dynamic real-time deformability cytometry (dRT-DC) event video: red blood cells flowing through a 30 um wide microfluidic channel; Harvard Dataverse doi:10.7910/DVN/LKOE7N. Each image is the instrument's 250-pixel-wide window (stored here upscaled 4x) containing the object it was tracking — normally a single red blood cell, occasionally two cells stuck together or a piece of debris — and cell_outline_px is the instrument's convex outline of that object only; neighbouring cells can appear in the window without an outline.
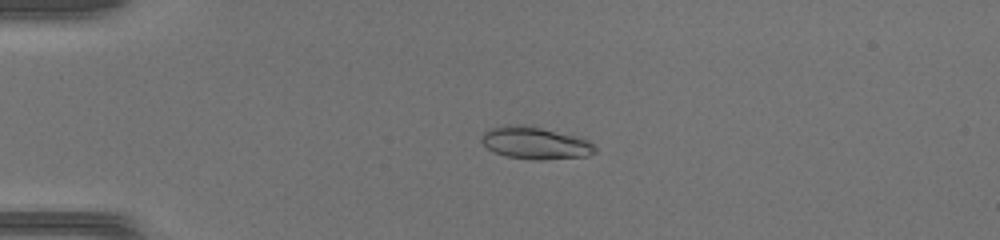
{"species": "common noctule bat (a hibernating species)", "species_latin": "Nyctalus noctula", "temperature_condition": "warm", "stored_images_in_passage": 52, "camera_frame_rate_fps": 3000, "um_per_image_px": 0.085, "animal": {"sex": "female", "body_mass_g": 17.0, "forearm_length_mm": 48.0}, "frame": {"image": 1, "passage_image": 14, "time_ms": 4.333, "image_size_px": [1000, 240], "cell_outline_px": [[596, 152], [588, 156], [544, 160], [536, 160], [504, 156], [488, 148], [480, 140], [480, 136], [488, 128], [520, 124], [540, 128], [576, 136], [588, 140], [596, 148]], "centroid_in_image_um": [45.49, 12.17], "position_along_channel_um": 39.5, "area_um2": 21.21}}
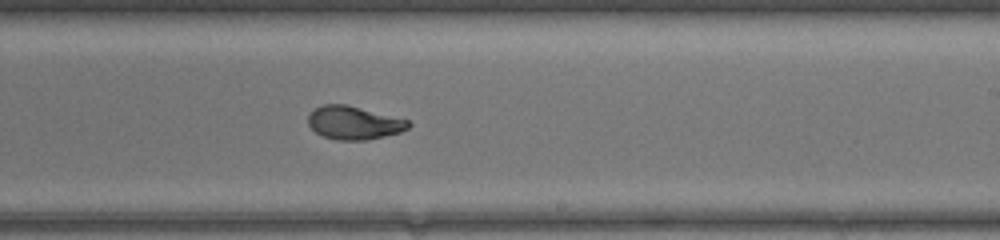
{"frame": {"image": 2, "passage_image": 33, "time_ms": 10.667, "image_size_px": [1000, 240], "cell_outline_px": [[412, 124], [408, 128], [400, 132], [368, 140], [336, 140], [324, 136], [316, 132], [308, 124], [308, 112], [324, 104], [348, 104], [408, 120]], "centroid_in_image_um": [30.07, 10.43], "position_along_channel_um": 258.9, "area_um2": 19.48}}
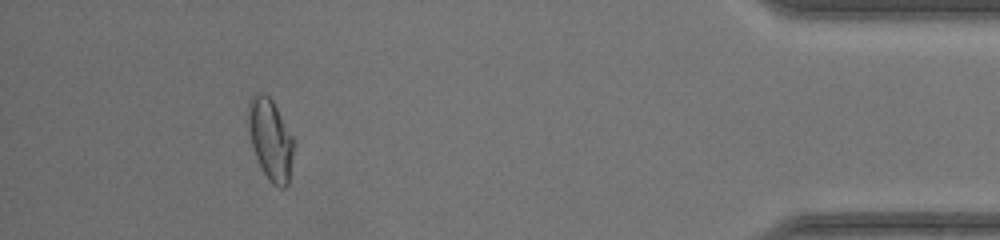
{"frame": {"image": 3, "passage_image": 48, "time_ms": 15.667, "image_size_px": [1000, 240], "cell_outline_px": [[296, 144], [288, 184], [284, 188], [280, 188], [272, 184], [268, 180], [256, 156], [252, 144], [248, 128], [248, 100], [256, 92], [260, 92], [268, 96], [272, 100], [292, 136]], "centroid_in_image_um": [23.01, 11.86], "position_along_channel_um": 412.2, "area_um2": 21.56}, "authors_computed_cell_mechanics": {"area_um2": 20.7502, "velocity_mm_per_s": 4.1489, "shape_relaxation_time_tau1_ms": 6.1614, "shape_relaxation_time_tau2_ms": 1.1387, "deformation_change_tau1": 0.2336, "deformation_change_tau2": 0.049}}